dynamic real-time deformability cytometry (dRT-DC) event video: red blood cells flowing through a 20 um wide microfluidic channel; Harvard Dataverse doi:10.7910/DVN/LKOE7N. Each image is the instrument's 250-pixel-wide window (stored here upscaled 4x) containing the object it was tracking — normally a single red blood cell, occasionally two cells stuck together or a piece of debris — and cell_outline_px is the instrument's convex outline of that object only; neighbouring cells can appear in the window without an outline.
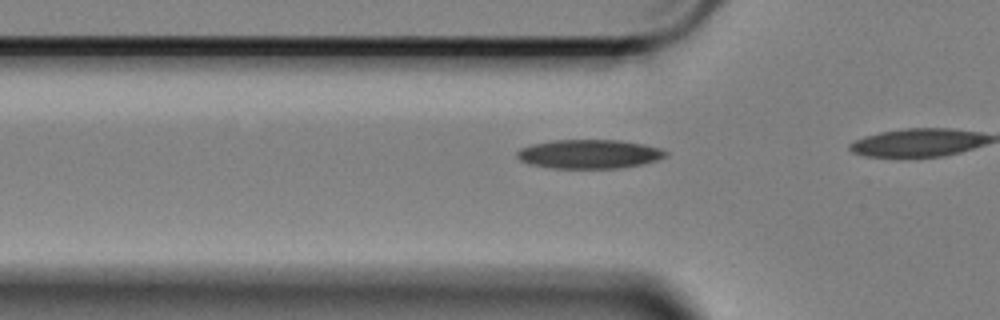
{"species": "Egyptian fruit bat (a non-hibernating species)", "species_latin": "Rousettus aegyptiacus", "temperature_condition": "cold", "stored_images_in_passage": 15, "camera_frame_rate_fps": 3000, "um_per_image_px": 0.085, "animal": {"sex": "female"}, "frame": {"image": 1, "passage_image": 12, "time_ms": 3.667, "image_size_px": [1000, 320], "cell_outline_px": [[668, 156], [656, 160], [640, 164], [620, 168], [552, 168], [528, 164], [520, 160], [516, 156], [516, 152], [520, 148], [532, 144], [552, 140], [620, 140], [644, 144], [660, 148], [668, 152]], "centroid_in_image_um": [50.06, 13.09], "position_along_channel_um": 75.7, "area_um2": 25.2}}